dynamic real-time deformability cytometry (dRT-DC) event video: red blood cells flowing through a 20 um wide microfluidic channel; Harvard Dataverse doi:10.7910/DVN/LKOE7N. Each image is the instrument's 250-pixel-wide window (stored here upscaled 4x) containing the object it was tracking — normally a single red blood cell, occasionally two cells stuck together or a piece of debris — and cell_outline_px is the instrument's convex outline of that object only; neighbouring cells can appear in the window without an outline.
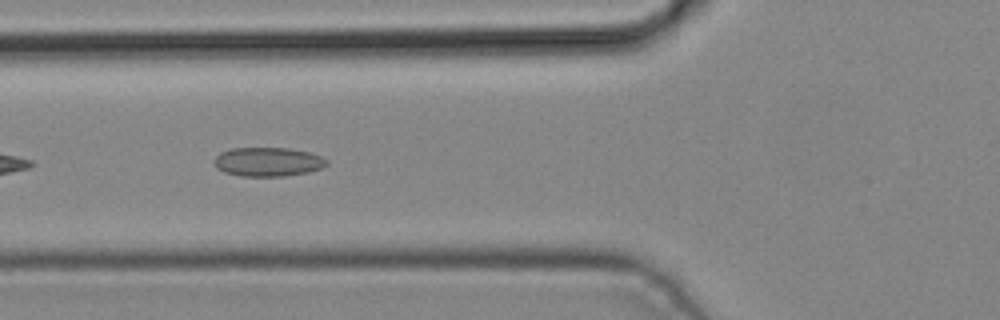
{"species": "common noctule bat (a hibernating species)", "species_latin": "Nyctalus noctula", "temperature_condition": "cold", "stored_images_in_passage": 4, "camera_frame_rate_fps": 3000, "um_per_image_px": 0.085, "animal": {"sex": "male", "body_mass_g": 19.2, "forearm_length_mm": 51.8}, "frame": {"image": 1, "passage_image": 4, "time_ms": 1.0, "image_size_px": [1000, 320], "cell_outline_px": [[328, 164], [320, 168], [308, 172], [284, 176], [240, 176], [224, 172], [216, 168], [212, 160], [220, 152], [232, 148], [288, 148], [308, 152], [320, 156], [328, 160]], "centroid_in_image_um": [22.73, 13.75], "position_along_channel_um": 103.1, "area_um2": 19.07}}